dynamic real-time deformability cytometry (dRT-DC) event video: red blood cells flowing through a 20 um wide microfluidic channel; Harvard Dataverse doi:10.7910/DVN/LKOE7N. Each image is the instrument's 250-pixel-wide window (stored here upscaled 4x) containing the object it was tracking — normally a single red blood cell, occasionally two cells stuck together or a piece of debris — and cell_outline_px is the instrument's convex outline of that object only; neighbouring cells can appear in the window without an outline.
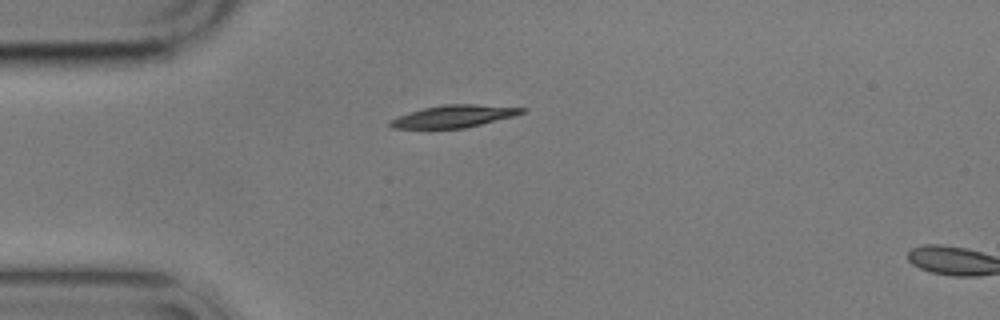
{"species": "common noctule bat (a hibernating species)", "species_latin": "Nyctalus noctula", "temperature_condition": "cold", "stored_images_in_passage": 6, "camera_frame_rate_fps": 3000, "um_per_image_px": 0.085, "animal": {"sex": "male", "body_mass_g": 17.9}, "frame": {"image": 1, "passage_image": 5, "time_ms": 5.333, "image_size_px": [1000, 320], "cell_outline_px": [[528, 108], [524, 112], [512, 116], [464, 128], [392, 128], [388, 124], [388, 120], [424, 108], [444, 104], [472, 104]], "centroid_in_image_um": [38.56, 9.88], "position_along_channel_um": 46.4, "area_um2": 16.7}}